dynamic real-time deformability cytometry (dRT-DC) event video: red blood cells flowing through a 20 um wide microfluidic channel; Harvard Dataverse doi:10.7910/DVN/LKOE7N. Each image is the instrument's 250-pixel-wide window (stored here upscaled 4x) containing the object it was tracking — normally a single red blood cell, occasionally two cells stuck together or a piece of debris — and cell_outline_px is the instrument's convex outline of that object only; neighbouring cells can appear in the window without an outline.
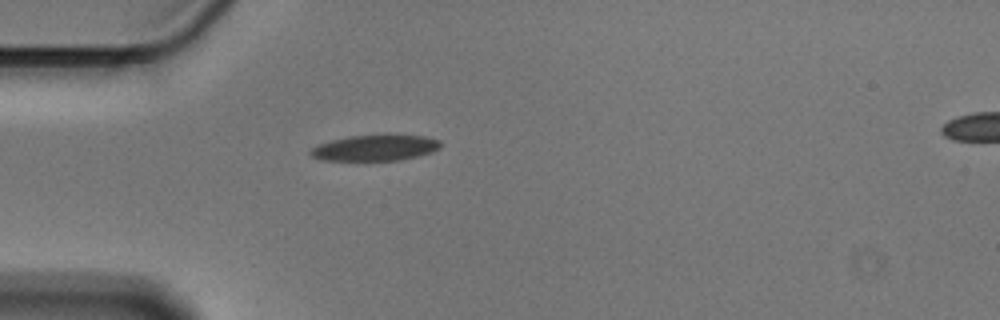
{"species": "Egyptian fruit bat (a non-hibernating species)", "species_latin": "Rousettus aegyptiacus", "temperature_condition": "cold", "stored_images_in_passage": 41, "camera_frame_rate_fps": 3000, "um_per_image_px": 0.085, "animal": {"sex": "male"}, "frame": {"image": 1, "passage_image": 1, "time_ms": 0.0, "image_size_px": [1000, 320], "cell_outline_px": [[440, 148], [432, 152], [400, 160], [320, 160], [312, 156], [308, 152], [312, 148], [320, 144], [332, 140], [348, 136], [424, 136], [440, 140]], "centroid_in_image_um": [31.87, 12.58], "position_along_channel_um": 53.1, "area_um2": 19.13}}
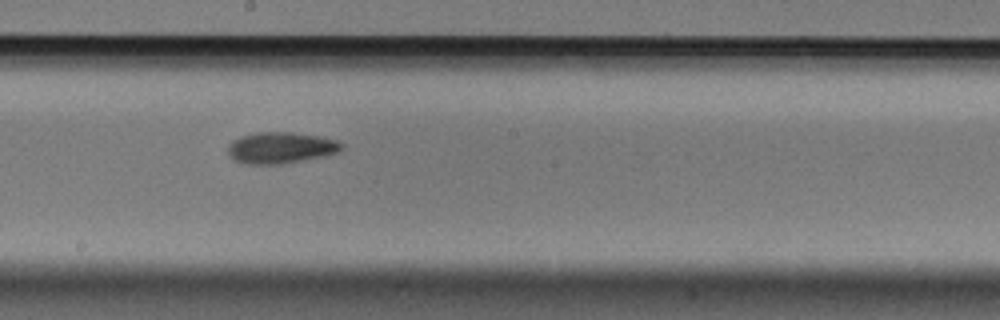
{"frame": {"image": 2, "passage_image": 16, "time_ms": 5.0, "image_size_px": [1000, 320], "cell_outline_px": [[344, 148], [340, 152], [324, 156], [284, 164], [244, 164], [228, 156], [228, 144], [232, 140], [240, 136], [256, 132], [292, 132], [324, 136], [336, 140], [344, 144]], "centroid_in_image_um": [23.89, 12.55], "position_along_channel_um": 224.3, "area_um2": 21.21}}
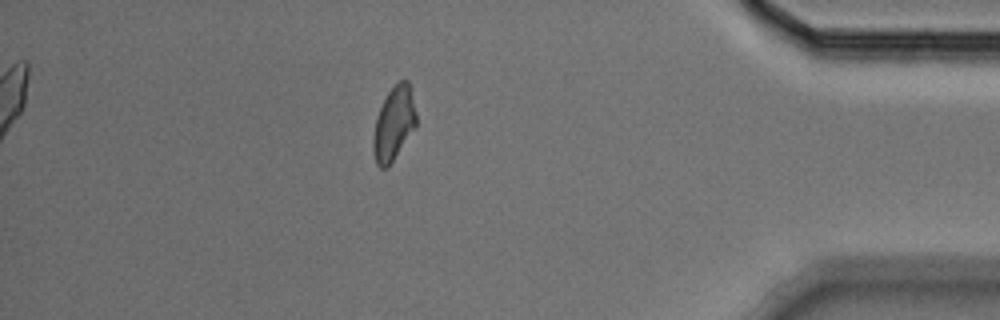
{"frame": {"image": 3, "passage_image": 34, "time_ms": 11.0, "image_size_px": [1000, 320], "cell_outline_px": [[416, 128], [388, 168], [380, 168], [376, 164], [372, 148], [372, 136], [376, 116], [388, 92], [400, 80], [408, 80], [416, 112]], "centroid_in_image_um": [33.46, 10.56], "position_along_channel_um": 401.7, "area_um2": 18.67}, "authors_computed_cell_mechanics": {"area_um2": 19.363, "velocity_mm_per_s": 3.5823, "shape_relaxation_time_tau1_ms": 5.0748, "shape_relaxation_time_tau2_ms": 5.977, "deformation_change_tau1": 0.1223, "deformation_change_tau2": 0.1142}}